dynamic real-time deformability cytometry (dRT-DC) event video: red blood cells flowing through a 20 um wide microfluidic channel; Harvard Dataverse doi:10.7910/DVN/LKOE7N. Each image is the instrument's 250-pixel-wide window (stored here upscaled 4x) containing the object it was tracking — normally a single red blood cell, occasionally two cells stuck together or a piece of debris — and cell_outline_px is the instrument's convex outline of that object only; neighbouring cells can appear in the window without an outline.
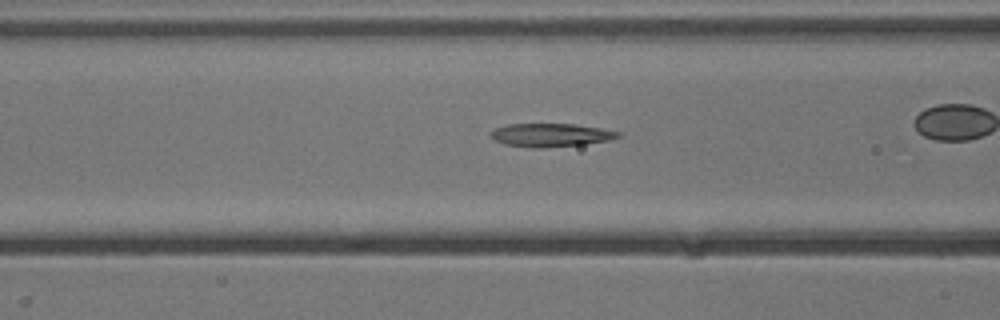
{"species": "common noctule bat (a hibernating species)", "species_latin": "Nyctalus noctula", "temperature_condition": "cold", "stored_images_in_passage": 26, "camera_frame_rate_fps": 3000, "um_per_image_px": 0.085, "animal": {"sex": "male", "body_mass_g": 13.3}, "frame": {"image": 1, "passage_image": 5, "time_ms": 1.333, "image_size_px": [1000, 320], "cell_outline_px": [[620, 136], [608, 140], [584, 144], [540, 148], [532, 148], [504, 144], [496, 140], [492, 136], [492, 132], [496, 128], [508, 124], [572, 124], [600, 128], [620, 132]], "centroid_in_image_um": [46.82, 11.48], "position_along_channel_um": 119.8, "area_um2": 16.99}}
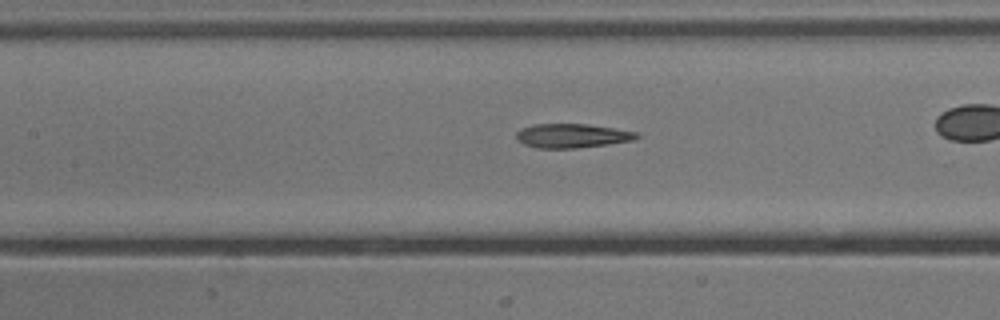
{"frame": {"image": 2, "passage_image": 8, "time_ms": 2.333, "image_size_px": [1000, 320], "cell_outline_px": [[640, 136], [632, 140], [608, 144], [576, 148], [536, 148], [524, 144], [516, 140], [516, 132], [520, 128], [532, 124], [588, 124], [636, 132]], "centroid_in_image_um": [48.55, 11.54], "position_along_channel_um": 158.8, "area_um2": 16.88}}
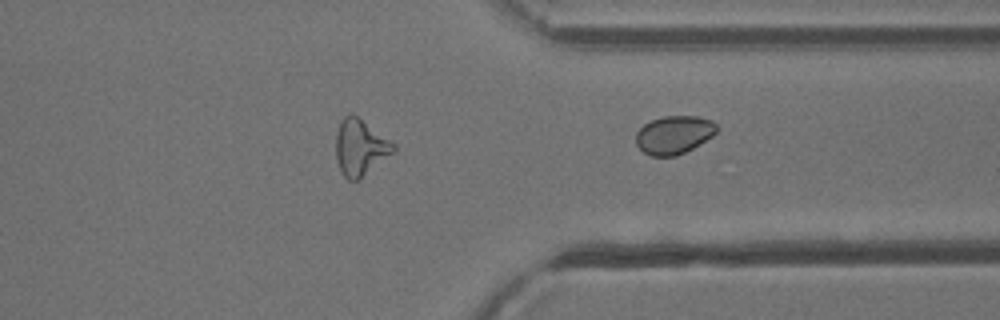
{"frame": {"image": 3, "passage_image": 26, "time_ms": 8.333, "image_size_px": [1000, 320], "cell_outline_px": [[716, 132], [712, 136], [692, 148], [676, 156], [652, 156], [644, 152], [636, 144], [636, 132], [644, 124], [652, 120], [664, 116], [696, 116], [712, 120], [716, 124]], "centroid_in_image_um": [57.27, 11.45], "position_along_channel_um": 354.1, "area_um2": 17.8}}